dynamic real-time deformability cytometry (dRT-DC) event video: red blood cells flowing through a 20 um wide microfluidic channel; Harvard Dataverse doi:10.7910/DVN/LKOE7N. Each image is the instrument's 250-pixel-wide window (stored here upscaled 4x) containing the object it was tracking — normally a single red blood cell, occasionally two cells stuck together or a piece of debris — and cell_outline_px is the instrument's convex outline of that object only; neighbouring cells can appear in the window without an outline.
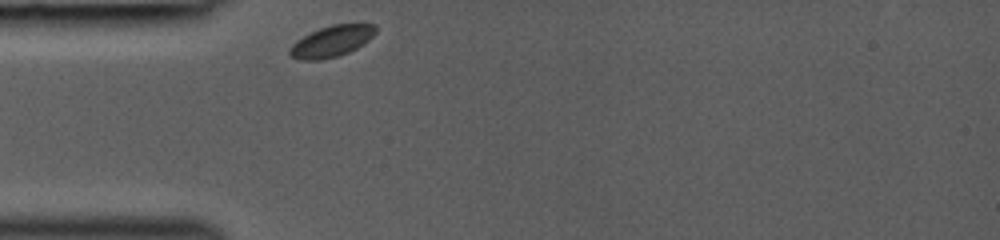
{"species": "common noctule bat (a hibernating species)", "species_latin": "Nyctalus noctula", "temperature_condition": "room temperature", "stored_images_in_passage": 27, "camera_frame_rate_fps": 3000, "um_per_image_px": 0.085, "animal": {"sex": "female", "body_mass_g": 19.0, "forearm_length_mm": 53.3}, "frame": {"image": 1, "passage_image": 1, "time_ms": 0.0, "image_size_px": [1000, 240], "cell_outline_px": [[376, 32], [368, 40], [356, 48], [348, 52], [336, 56], [316, 60], [300, 60], [292, 56], [288, 52], [292, 44], [296, 40], [320, 28], [332, 24], [372, 24], [376, 28]], "centroid_in_image_um": [28.17, 3.5], "position_along_channel_um": 56.8, "area_um2": 15.26}}
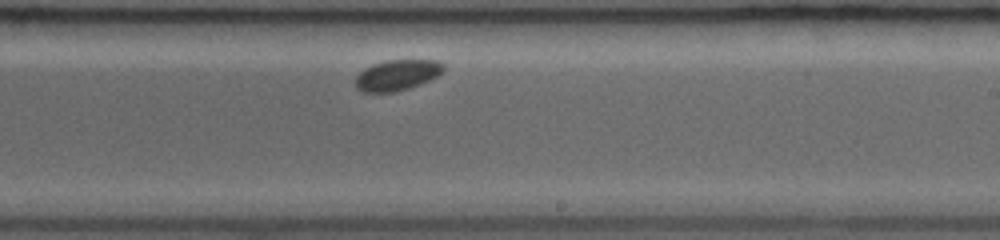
{"frame": {"image": 2, "passage_image": 16, "time_ms": 5.0, "image_size_px": [1000, 240], "cell_outline_px": [[444, 72], [420, 84], [408, 88], [392, 92], [364, 92], [356, 88], [356, 76], [364, 68], [372, 64], [384, 60], [436, 60], [444, 64]], "centroid_in_image_um": [33.75, 6.37], "position_along_channel_um": 255.3, "area_um2": 15.72}}
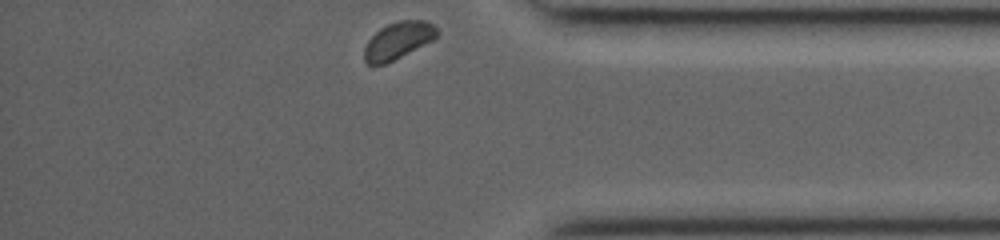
{"frame": {"image": 3, "passage_image": 27, "time_ms": 8.667, "image_size_px": [1000, 240], "cell_outline_px": [[440, 32], [432, 40], [384, 64], [368, 64], [364, 60], [364, 48], [368, 40], [380, 28], [388, 24], [400, 20], [424, 20], [432, 24]], "centroid_in_image_um": [33.82, 3.42], "position_along_channel_um": 401.4, "area_um2": 15.32}}